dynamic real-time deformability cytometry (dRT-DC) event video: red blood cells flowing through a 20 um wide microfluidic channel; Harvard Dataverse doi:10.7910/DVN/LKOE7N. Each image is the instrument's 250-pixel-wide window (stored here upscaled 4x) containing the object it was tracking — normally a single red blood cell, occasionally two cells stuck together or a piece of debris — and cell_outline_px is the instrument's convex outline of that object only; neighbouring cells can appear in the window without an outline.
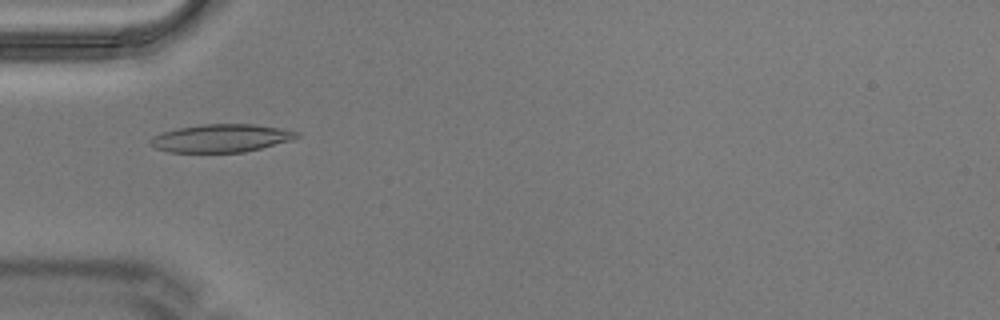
{"species": "Egyptian fruit bat (a non-hibernating species)", "species_latin": "Rousettus aegyptiacus", "temperature_condition": "warm", "stored_images_in_passage": 4, "camera_frame_rate_fps": 3000, "um_per_image_px": 0.085, "animal": {"sex": "male"}, "frame": {"image": 1, "passage_image": 1, "time_ms": 0.0, "image_size_px": [1000, 320], "cell_outline_px": [[300, 136], [292, 140], [244, 152], [168, 152], [156, 148], [148, 144], [148, 140], [152, 136], [176, 128], [204, 124], [252, 124], [280, 128], [300, 132]], "centroid_in_image_um": [18.77, 11.74], "position_along_channel_um": 66.2, "area_um2": 23.87}}